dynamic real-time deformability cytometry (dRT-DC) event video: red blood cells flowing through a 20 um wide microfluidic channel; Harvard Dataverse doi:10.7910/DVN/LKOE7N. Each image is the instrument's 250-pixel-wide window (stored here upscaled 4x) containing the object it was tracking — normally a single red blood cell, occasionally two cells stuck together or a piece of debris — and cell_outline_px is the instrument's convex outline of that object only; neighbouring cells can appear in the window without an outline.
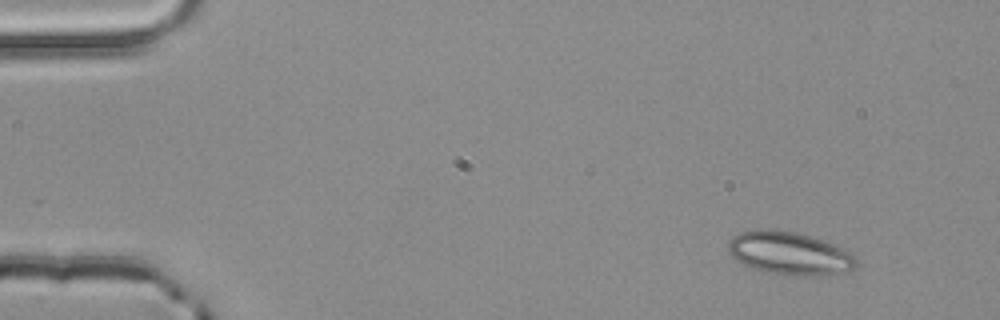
{"species": "common noctule bat (a hibernating species)", "species_latin": "Nyctalus noctula", "temperature_condition": "room temperature", "stored_images_in_passage": 3, "camera_frame_rate_fps": 3000, "um_per_image_px": 0.085, "animal": {"sex": "male", "body_mass_g": 20.4}, "frame": {"image": 1, "passage_image": 1, "time_ms": 0.0, "image_size_px": [1000, 320], "cell_outline_px": [[856, 264], [852, 268], [820, 276], [800, 276], [764, 272], [748, 268], [736, 260], [728, 252], [728, 244], [732, 236], [740, 232], [756, 228], [768, 228], [796, 232], [824, 240], [836, 244], [856, 256]], "centroid_in_image_um": [67.04, 21.51], "position_along_channel_um": 18.0, "area_um2": 32.43}}